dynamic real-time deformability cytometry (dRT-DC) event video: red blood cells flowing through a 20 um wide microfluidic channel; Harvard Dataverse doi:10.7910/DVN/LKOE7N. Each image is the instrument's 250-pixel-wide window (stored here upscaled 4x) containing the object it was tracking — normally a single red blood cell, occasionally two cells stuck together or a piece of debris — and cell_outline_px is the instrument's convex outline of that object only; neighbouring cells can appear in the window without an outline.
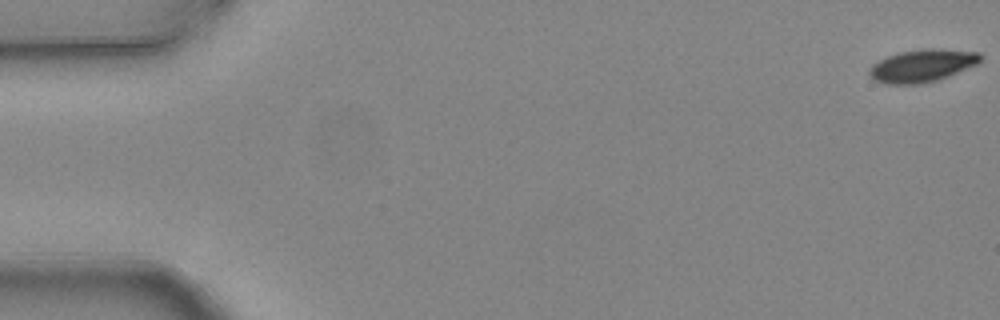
{"species": "common noctule bat (a hibernating species)", "species_latin": "Nyctalus noctula", "temperature_condition": "warm", "stored_images_in_passage": 5, "camera_frame_rate_fps": 3000, "um_per_image_px": 0.085, "animal": {"sex": "female", "body_mass_g": 24.6, "forearm_length_mm": 56.2}, "frame": {"image": 1, "passage_image": 1, "time_ms": 0.0, "image_size_px": [1000, 320], "cell_outline_px": [[984, 56], [976, 64], [948, 76], [936, 80], [920, 84], [884, 84], [876, 80], [868, 72], [872, 64], [888, 56], [900, 52], [924, 48], [932, 48], [980, 52]], "centroid_in_image_um": [78.4, 5.57], "position_along_channel_um": 6.6, "area_um2": 20.92}}
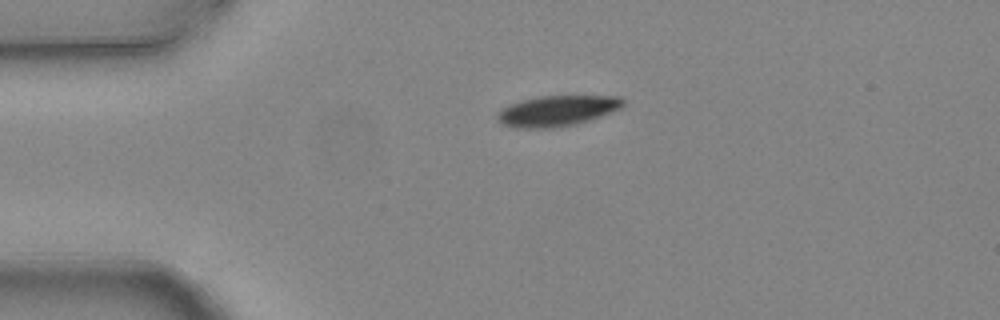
{"frame": {"image": 2, "passage_image": 4, "time_ms": 1.0, "image_size_px": [1000, 320], "cell_outline_px": [[624, 104], [620, 108], [612, 112], [576, 124], [556, 128], [516, 128], [500, 124], [496, 120], [496, 112], [508, 104], [520, 100], [540, 96], [620, 96], [624, 100]], "centroid_in_image_um": [47.29, 9.43], "position_along_channel_um": 37.7, "area_um2": 22.72}}